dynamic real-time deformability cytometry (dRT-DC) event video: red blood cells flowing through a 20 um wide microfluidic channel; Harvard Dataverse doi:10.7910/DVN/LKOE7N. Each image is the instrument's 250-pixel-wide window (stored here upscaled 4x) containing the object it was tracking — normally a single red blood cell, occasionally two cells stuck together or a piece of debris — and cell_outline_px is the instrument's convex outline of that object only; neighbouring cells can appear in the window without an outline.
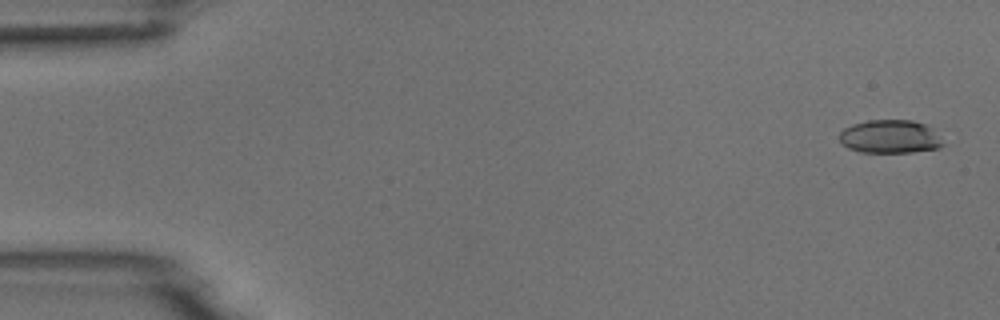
{"species": "common noctule bat (a hibernating species)", "species_latin": "Nyctalus noctula", "temperature_condition": "room temperature", "stored_images_in_passage": 5, "camera_frame_rate_fps": 3000, "um_per_image_px": 0.085, "animal": {"sex": "male", "body_mass_g": 18.8}, "frame": {"image": 1, "passage_image": 1, "time_ms": 0.0, "image_size_px": [1000, 320], "cell_outline_px": [[944, 144], [940, 148], [912, 152], [860, 152], [848, 148], [840, 144], [840, 132], [844, 128], [852, 124], [868, 120], [912, 120], [928, 124], [932, 128]], "centroid_in_image_um": [75.65, 11.61], "position_along_channel_um": 9.4, "area_um2": 20.29}}
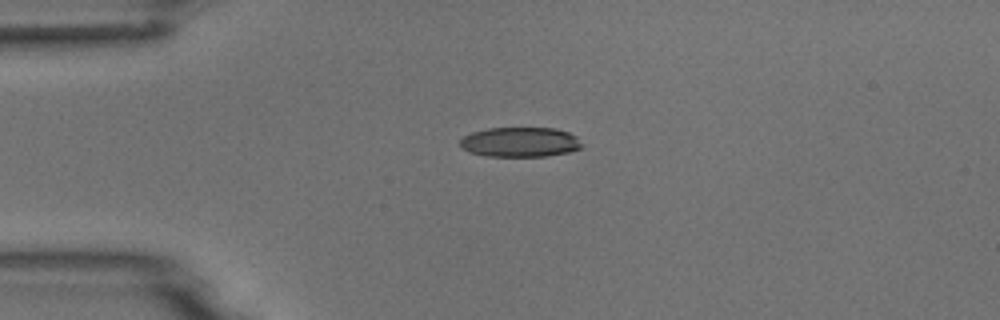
{"frame": {"image": 2, "passage_image": 4, "time_ms": 3.667, "image_size_px": [1000, 320], "cell_outline_px": [[580, 148], [568, 152], [544, 156], [488, 156], [468, 152], [460, 148], [460, 140], [464, 136], [472, 132], [488, 128], [556, 128], [568, 132], [576, 136], [580, 144]], "centroid_in_image_um": [44.16, 12.07], "position_along_channel_um": 40.8, "area_um2": 21.04}}